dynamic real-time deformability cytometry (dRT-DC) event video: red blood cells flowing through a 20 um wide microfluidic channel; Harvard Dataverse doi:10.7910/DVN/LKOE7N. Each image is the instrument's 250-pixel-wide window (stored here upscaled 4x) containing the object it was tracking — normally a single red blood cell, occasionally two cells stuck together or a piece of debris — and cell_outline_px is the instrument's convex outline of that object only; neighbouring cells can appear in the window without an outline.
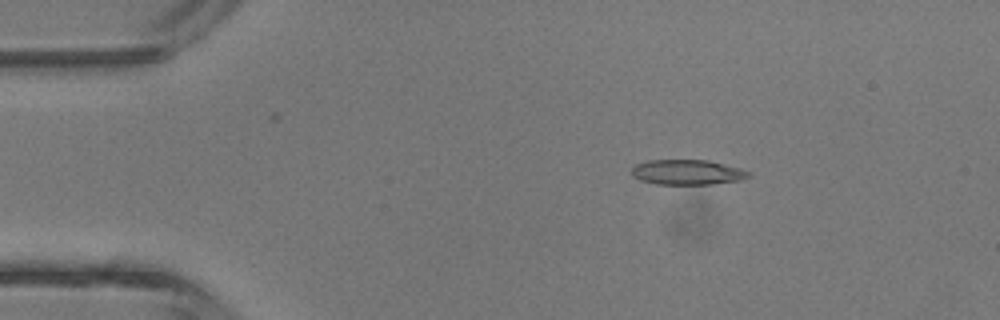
{"species": "common noctule bat (a hibernating species)", "species_latin": "Nyctalus noctula", "temperature_condition": "room temperature", "stored_images_in_passage": 6, "camera_frame_rate_fps": 3000, "um_per_image_px": 0.085, "animal": {"sex": "male", "body_mass_g": 13.3}, "frame": {"image": 1, "passage_image": 3, "time_ms": 2.333, "image_size_px": [1000, 320], "cell_outline_px": [[752, 176], [740, 180], [712, 184], [656, 184], [640, 180], [632, 176], [632, 164], [648, 160], [708, 160], [740, 168], [752, 172]], "centroid_in_image_um": [58.41, 14.63], "position_along_channel_um": 26.6, "area_um2": 17.28}}
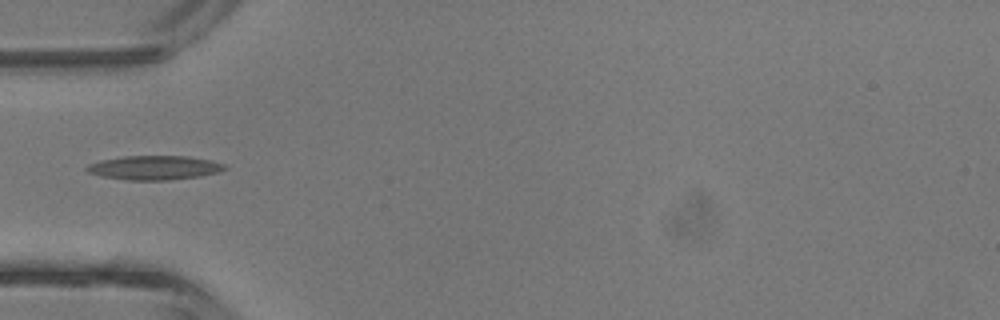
{"frame": {"image": 2, "passage_image": 5, "time_ms": 4.667, "image_size_px": [1000, 320], "cell_outline_px": [[228, 168], [220, 172], [200, 176], [168, 180], [128, 180], [100, 176], [88, 172], [84, 168], [88, 164], [100, 160], [124, 156], [188, 156], [208, 160], [224, 164]], "centroid_in_image_um": [13.1, 14.25], "position_along_channel_um": 71.9, "area_um2": 19.42}}
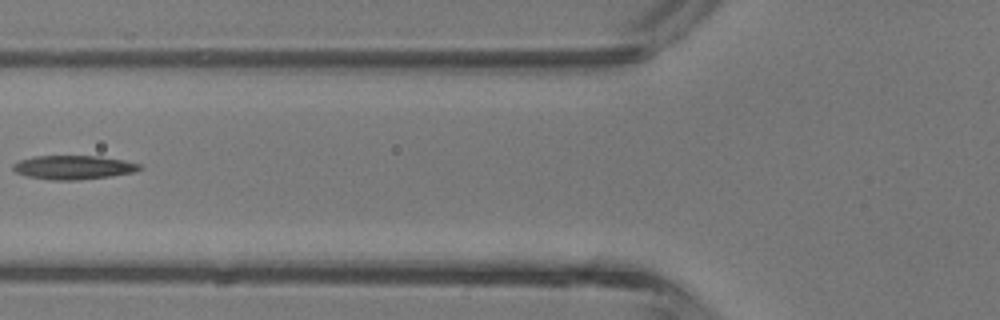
{"frame": {"image": 3, "passage_image": 6, "time_ms": 5.667, "image_size_px": [1000, 320], "cell_outline_px": [[144, 168], [136, 172], [112, 176], [80, 180], [52, 180], [28, 176], [16, 172], [12, 168], [12, 164], [20, 160], [32, 156], [100, 156], [124, 160], [140, 164]], "centroid_in_image_um": [6.29, 14.22], "position_along_channel_um": 119.5, "area_um2": 17.8}}